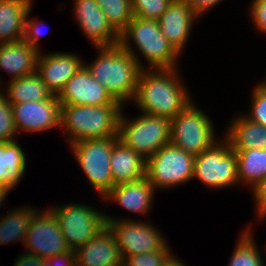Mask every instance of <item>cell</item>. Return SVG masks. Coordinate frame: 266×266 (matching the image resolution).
<instances>
[{
	"label": "cell",
	"instance_id": "obj_16",
	"mask_svg": "<svg viewBox=\"0 0 266 266\" xmlns=\"http://www.w3.org/2000/svg\"><path fill=\"white\" fill-rule=\"evenodd\" d=\"M83 64L84 59L77 53L40 51L36 72L52 95H58Z\"/></svg>",
	"mask_w": 266,
	"mask_h": 266
},
{
	"label": "cell",
	"instance_id": "obj_13",
	"mask_svg": "<svg viewBox=\"0 0 266 266\" xmlns=\"http://www.w3.org/2000/svg\"><path fill=\"white\" fill-rule=\"evenodd\" d=\"M17 134L46 133L60 129L61 104L57 95L43 101L11 104Z\"/></svg>",
	"mask_w": 266,
	"mask_h": 266
},
{
	"label": "cell",
	"instance_id": "obj_7",
	"mask_svg": "<svg viewBox=\"0 0 266 266\" xmlns=\"http://www.w3.org/2000/svg\"><path fill=\"white\" fill-rule=\"evenodd\" d=\"M221 137L194 158L193 180L210 190L240 187L236 152L223 135Z\"/></svg>",
	"mask_w": 266,
	"mask_h": 266
},
{
	"label": "cell",
	"instance_id": "obj_42",
	"mask_svg": "<svg viewBox=\"0 0 266 266\" xmlns=\"http://www.w3.org/2000/svg\"><path fill=\"white\" fill-rule=\"evenodd\" d=\"M263 251H265V252H263L264 254V257H265V261H266V245H265V248H264V250Z\"/></svg>",
	"mask_w": 266,
	"mask_h": 266
},
{
	"label": "cell",
	"instance_id": "obj_14",
	"mask_svg": "<svg viewBox=\"0 0 266 266\" xmlns=\"http://www.w3.org/2000/svg\"><path fill=\"white\" fill-rule=\"evenodd\" d=\"M73 19L92 47L119 45V34L107 22L102 7L96 0H74Z\"/></svg>",
	"mask_w": 266,
	"mask_h": 266
},
{
	"label": "cell",
	"instance_id": "obj_18",
	"mask_svg": "<svg viewBox=\"0 0 266 266\" xmlns=\"http://www.w3.org/2000/svg\"><path fill=\"white\" fill-rule=\"evenodd\" d=\"M155 193L156 189L145 176L136 181L115 185L100 202L118 204L129 213L144 217L153 209Z\"/></svg>",
	"mask_w": 266,
	"mask_h": 266
},
{
	"label": "cell",
	"instance_id": "obj_21",
	"mask_svg": "<svg viewBox=\"0 0 266 266\" xmlns=\"http://www.w3.org/2000/svg\"><path fill=\"white\" fill-rule=\"evenodd\" d=\"M235 114L222 132L234 151L253 148L266 149V127L247 119L241 112Z\"/></svg>",
	"mask_w": 266,
	"mask_h": 266
},
{
	"label": "cell",
	"instance_id": "obj_3",
	"mask_svg": "<svg viewBox=\"0 0 266 266\" xmlns=\"http://www.w3.org/2000/svg\"><path fill=\"white\" fill-rule=\"evenodd\" d=\"M95 52L97 57L89 63L84 60V65L115 100L126 106L134 97L141 66L119 45L96 47Z\"/></svg>",
	"mask_w": 266,
	"mask_h": 266
},
{
	"label": "cell",
	"instance_id": "obj_31",
	"mask_svg": "<svg viewBox=\"0 0 266 266\" xmlns=\"http://www.w3.org/2000/svg\"><path fill=\"white\" fill-rule=\"evenodd\" d=\"M173 0H132L135 17L145 20H158Z\"/></svg>",
	"mask_w": 266,
	"mask_h": 266
},
{
	"label": "cell",
	"instance_id": "obj_43",
	"mask_svg": "<svg viewBox=\"0 0 266 266\" xmlns=\"http://www.w3.org/2000/svg\"><path fill=\"white\" fill-rule=\"evenodd\" d=\"M118 266H127L125 263L121 264V265H118Z\"/></svg>",
	"mask_w": 266,
	"mask_h": 266
},
{
	"label": "cell",
	"instance_id": "obj_23",
	"mask_svg": "<svg viewBox=\"0 0 266 266\" xmlns=\"http://www.w3.org/2000/svg\"><path fill=\"white\" fill-rule=\"evenodd\" d=\"M34 0H0V44L23 40L25 17Z\"/></svg>",
	"mask_w": 266,
	"mask_h": 266
},
{
	"label": "cell",
	"instance_id": "obj_40",
	"mask_svg": "<svg viewBox=\"0 0 266 266\" xmlns=\"http://www.w3.org/2000/svg\"><path fill=\"white\" fill-rule=\"evenodd\" d=\"M179 258L180 257L175 256L173 253L163 266H187L188 265V264H185V262L181 260V258L180 259Z\"/></svg>",
	"mask_w": 266,
	"mask_h": 266
},
{
	"label": "cell",
	"instance_id": "obj_10",
	"mask_svg": "<svg viewBox=\"0 0 266 266\" xmlns=\"http://www.w3.org/2000/svg\"><path fill=\"white\" fill-rule=\"evenodd\" d=\"M56 215L65 242L76 251L106 225L105 213L83 202H67L49 207Z\"/></svg>",
	"mask_w": 266,
	"mask_h": 266
},
{
	"label": "cell",
	"instance_id": "obj_1",
	"mask_svg": "<svg viewBox=\"0 0 266 266\" xmlns=\"http://www.w3.org/2000/svg\"><path fill=\"white\" fill-rule=\"evenodd\" d=\"M179 69H142L131 104L141 113L173 119L194 101Z\"/></svg>",
	"mask_w": 266,
	"mask_h": 266
},
{
	"label": "cell",
	"instance_id": "obj_11",
	"mask_svg": "<svg viewBox=\"0 0 266 266\" xmlns=\"http://www.w3.org/2000/svg\"><path fill=\"white\" fill-rule=\"evenodd\" d=\"M120 218L105 214L106 223L116 237L124 261L131 256L161 250L169 243L158 226L149 220Z\"/></svg>",
	"mask_w": 266,
	"mask_h": 266
},
{
	"label": "cell",
	"instance_id": "obj_30",
	"mask_svg": "<svg viewBox=\"0 0 266 266\" xmlns=\"http://www.w3.org/2000/svg\"><path fill=\"white\" fill-rule=\"evenodd\" d=\"M250 93V109L241 113L249 120L266 127V78L255 83Z\"/></svg>",
	"mask_w": 266,
	"mask_h": 266
},
{
	"label": "cell",
	"instance_id": "obj_24",
	"mask_svg": "<svg viewBox=\"0 0 266 266\" xmlns=\"http://www.w3.org/2000/svg\"><path fill=\"white\" fill-rule=\"evenodd\" d=\"M18 139L0 142V186L15 190L26 175L27 154Z\"/></svg>",
	"mask_w": 266,
	"mask_h": 266
},
{
	"label": "cell",
	"instance_id": "obj_29",
	"mask_svg": "<svg viewBox=\"0 0 266 266\" xmlns=\"http://www.w3.org/2000/svg\"><path fill=\"white\" fill-rule=\"evenodd\" d=\"M107 22L120 34L133 18L132 0H96Z\"/></svg>",
	"mask_w": 266,
	"mask_h": 266
},
{
	"label": "cell",
	"instance_id": "obj_26",
	"mask_svg": "<svg viewBox=\"0 0 266 266\" xmlns=\"http://www.w3.org/2000/svg\"><path fill=\"white\" fill-rule=\"evenodd\" d=\"M5 83L6 87L4 85L1 90L4 91L10 104L43 101L52 96V93L47 89L46 84L37 72Z\"/></svg>",
	"mask_w": 266,
	"mask_h": 266
},
{
	"label": "cell",
	"instance_id": "obj_22",
	"mask_svg": "<svg viewBox=\"0 0 266 266\" xmlns=\"http://www.w3.org/2000/svg\"><path fill=\"white\" fill-rule=\"evenodd\" d=\"M110 167L113 187L146 176V159L119 139L113 144Z\"/></svg>",
	"mask_w": 266,
	"mask_h": 266
},
{
	"label": "cell",
	"instance_id": "obj_9",
	"mask_svg": "<svg viewBox=\"0 0 266 266\" xmlns=\"http://www.w3.org/2000/svg\"><path fill=\"white\" fill-rule=\"evenodd\" d=\"M194 156L169 143L146 160V177L158 191L193 181Z\"/></svg>",
	"mask_w": 266,
	"mask_h": 266
},
{
	"label": "cell",
	"instance_id": "obj_15",
	"mask_svg": "<svg viewBox=\"0 0 266 266\" xmlns=\"http://www.w3.org/2000/svg\"><path fill=\"white\" fill-rule=\"evenodd\" d=\"M60 104L93 105L121 104L98 82L83 64L57 95Z\"/></svg>",
	"mask_w": 266,
	"mask_h": 266
},
{
	"label": "cell",
	"instance_id": "obj_34",
	"mask_svg": "<svg viewBox=\"0 0 266 266\" xmlns=\"http://www.w3.org/2000/svg\"><path fill=\"white\" fill-rule=\"evenodd\" d=\"M34 5H32L26 14L25 17V27H24V38L23 40L30 44L32 47H35L39 51H43L40 48V39L43 35L47 34L48 31H46L49 28H45L47 26L46 23H44L40 18L37 17H31V12L33 11ZM46 30H45V29ZM46 31V32H45Z\"/></svg>",
	"mask_w": 266,
	"mask_h": 266
},
{
	"label": "cell",
	"instance_id": "obj_37",
	"mask_svg": "<svg viewBox=\"0 0 266 266\" xmlns=\"http://www.w3.org/2000/svg\"><path fill=\"white\" fill-rule=\"evenodd\" d=\"M75 251H68L64 254L55 255L43 260V266H75Z\"/></svg>",
	"mask_w": 266,
	"mask_h": 266
},
{
	"label": "cell",
	"instance_id": "obj_19",
	"mask_svg": "<svg viewBox=\"0 0 266 266\" xmlns=\"http://www.w3.org/2000/svg\"><path fill=\"white\" fill-rule=\"evenodd\" d=\"M77 266H118L124 263L116 237L106 225L75 251Z\"/></svg>",
	"mask_w": 266,
	"mask_h": 266
},
{
	"label": "cell",
	"instance_id": "obj_5",
	"mask_svg": "<svg viewBox=\"0 0 266 266\" xmlns=\"http://www.w3.org/2000/svg\"><path fill=\"white\" fill-rule=\"evenodd\" d=\"M124 111L123 107L119 117V140L144 159L170 143L169 118L141 112L137 117L129 118Z\"/></svg>",
	"mask_w": 266,
	"mask_h": 266
},
{
	"label": "cell",
	"instance_id": "obj_17",
	"mask_svg": "<svg viewBox=\"0 0 266 266\" xmlns=\"http://www.w3.org/2000/svg\"><path fill=\"white\" fill-rule=\"evenodd\" d=\"M201 17L185 0H173L157 20L162 34L182 55L190 41L193 26ZM192 30V31H191Z\"/></svg>",
	"mask_w": 266,
	"mask_h": 266
},
{
	"label": "cell",
	"instance_id": "obj_6",
	"mask_svg": "<svg viewBox=\"0 0 266 266\" xmlns=\"http://www.w3.org/2000/svg\"><path fill=\"white\" fill-rule=\"evenodd\" d=\"M195 100L170 120V143L194 157L221 138L217 135L214 120Z\"/></svg>",
	"mask_w": 266,
	"mask_h": 266
},
{
	"label": "cell",
	"instance_id": "obj_36",
	"mask_svg": "<svg viewBox=\"0 0 266 266\" xmlns=\"http://www.w3.org/2000/svg\"><path fill=\"white\" fill-rule=\"evenodd\" d=\"M251 197L254 201V211L256 212L255 221H265L266 220V177L262 179L257 185H255L251 190Z\"/></svg>",
	"mask_w": 266,
	"mask_h": 266
},
{
	"label": "cell",
	"instance_id": "obj_39",
	"mask_svg": "<svg viewBox=\"0 0 266 266\" xmlns=\"http://www.w3.org/2000/svg\"><path fill=\"white\" fill-rule=\"evenodd\" d=\"M43 260L35 254L24 251L14 259L13 266H43Z\"/></svg>",
	"mask_w": 266,
	"mask_h": 266
},
{
	"label": "cell",
	"instance_id": "obj_25",
	"mask_svg": "<svg viewBox=\"0 0 266 266\" xmlns=\"http://www.w3.org/2000/svg\"><path fill=\"white\" fill-rule=\"evenodd\" d=\"M19 205L9 208L6 214L0 217V245H10L12 242L24 243L31 219L38 208L35 206Z\"/></svg>",
	"mask_w": 266,
	"mask_h": 266
},
{
	"label": "cell",
	"instance_id": "obj_28",
	"mask_svg": "<svg viewBox=\"0 0 266 266\" xmlns=\"http://www.w3.org/2000/svg\"><path fill=\"white\" fill-rule=\"evenodd\" d=\"M246 225L237 234L236 244L226 266H266V261L260 246L256 243L254 229ZM253 229V230H252ZM260 248V249H259ZM262 251V252H261Z\"/></svg>",
	"mask_w": 266,
	"mask_h": 266
},
{
	"label": "cell",
	"instance_id": "obj_2",
	"mask_svg": "<svg viewBox=\"0 0 266 266\" xmlns=\"http://www.w3.org/2000/svg\"><path fill=\"white\" fill-rule=\"evenodd\" d=\"M119 46L132 54L142 69L178 68L183 56L162 34L157 20L135 16L119 34Z\"/></svg>",
	"mask_w": 266,
	"mask_h": 266
},
{
	"label": "cell",
	"instance_id": "obj_35",
	"mask_svg": "<svg viewBox=\"0 0 266 266\" xmlns=\"http://www.w3.org/2000/svg\"><path fill=\"white\" fill-rule=\"evenodd\" d=\"M250 20L253 30L266 34V0H251L249 4ZM266 36V35H265Z\"/></svg>",
	"mask_w": 266,
	"mask_h": 266
},
{
	"label": "cell",
	"instance_id": "obj_20",
	"mask_svg": "<svg viewBox=\"0 0 266 266\" xmlns=\"http://www.w3.org/2000/svg\"><path fill=\"white\" fill-rule=\"evenodd\" d=\"M40 51L24 40L0 44V72L8 74L9 81L31 75L37 70ZM0 73V88L4 86ZM2 78V79H1Z\"/></svg>",
	"mask_w": 266,
	"mask_h": 266
},
{
	"label": "cell",
	"instance_id": "obj_27",
	"mask_svg": "<svg viewBox=\"0 0 266 266\" xmlns=\"http://www.w3.org/2000/svg\"><path fill=\"white\" fill-rule=\"evenodd\" d=\"M239 186L250 191L266 177V149H248L235 151Z\"/></svg>",
	"mask_w": 266,
	"mask_h": 266
},
{
	"label": "cell",
	"instance_id": "obj_33",
	"mask_svg": "<svg viewBox=\"0 0 266 266\" xmlns=\"http://www.w3.org/2000/svg\"><path fill=\"white\" fill-rule=\"evenodd\" d=\"M171 246L167 244L163 249L128 257L124 263L127 266H163L173 254Z\"/></svg>",
	"mask_w": 266,
	"mask_h": 266
},
{
	"label": "cell",
	"instance_id": "obj_38",
	"mask_svg": "<svg viewBox=\"0 0 266 266\" xmlns=\"http://www.w3.org/2000/svg\"><path fill=\"white\" fill-rule=\"evenodd\" d=\"M192 9L202 18L208 12L218 6L224 0H185Z\"/></svg>",
	"mask_w": 266,
	"mask_h": 266
},
{
	"label": "cell",
	"instance_id": "obj_32",
	"mask_svg": "<svg viewBox=\"0 0 266 266\" xmlns=\"http://www.w3.org/2000/svg\"><path fill=\"white\" fill-rule=\"evenodd\" d=\"M11 104L0 88V142L17 140Z\"/></svg>",
	"mask_w": 266,
	"mask_h": 266
},
{
	"label": "cell",
	"instance_id": "obj_4",
	"mask_svg": "<svg viewBox=\"0 0 266 266\" xmlns=\"http://www.w3.org/2000/svg\"><path fill=\"white\" fill-rule=\"evenodd\" d=\"M122 104H61L60 130L68 145L81 140L118 136ZM67 139V141H66Z\"/></svg>",
	"mask_w": 266,
	"mask_h": 266
},
{
	"label": "cell",
	"instance_id": "obj_41",
	"mask_svg": "<svg viewBox=\"0 0 266 266\" xmlns=\"http://www.w3.org/2000/svg\"><path fill=\"white\" fill-rule=\"evenodd\" d=\"M12 191L13 190L8 187L0 186V211H1V207L3 206L7 197L11 194L10 192Z\"/></svg>",
	"mask_w": 266,
	"mask_h": 266
},
{
	"label": "cell",
	"instance_id": "obj_8",
	"mask_svg": "<svg viewBox=\"0 0 266 266\" xmlns=\"http://www.w3.org/2000/svg\"><path fill=\"white\" fill-rule=\"evenodd\" d=\"M118 136L81 140L68 145L89 185L103 198L113 187L110 167L113 144Z\"/></svg>",
	"mask_w": 266,
	"mask_h": 266
},
{
	"label": "cell",
	"instance_id": "obj_12",
	"mask_svg": "<svg viewBox=\"0 0 266 266\" xmlns=\"http://www.w3.org/2000/svg\"><path fill=\"white\" fill-rule=\"evenodd\" d=\"M41 209H38L31 219L23 243L25 252L48 259L70 251L54 212L49 206Z\"/></svg>",
	"mask_w": 266,
	"mask_h": 266
}]
</instances>
